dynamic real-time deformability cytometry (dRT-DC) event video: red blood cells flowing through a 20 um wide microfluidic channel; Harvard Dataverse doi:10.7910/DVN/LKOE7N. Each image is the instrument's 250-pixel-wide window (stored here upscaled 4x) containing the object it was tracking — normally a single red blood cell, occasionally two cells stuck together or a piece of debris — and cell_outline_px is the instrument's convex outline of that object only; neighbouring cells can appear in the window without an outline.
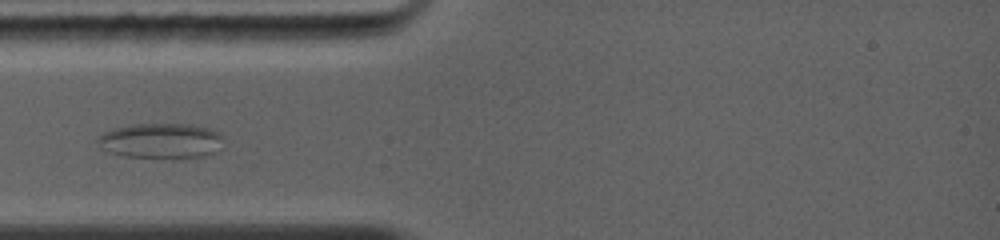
{"species": "common noctule bat (a hibernating species)", "species_latin": "Nyctalus noctula", "temperature_condition": "warm", "stored_images_in_passage": 3, "camera_frame_rate_fps": 5000, "um_per_image_px": 0.085, "animal": {"sex": "female", "body_mass_g": 19.0, "forearm_length_mm": 56.7}, "frame": {"image": 1, "passage_image": 3, "time_ms": 1.6, "image_size_px": [1000, 240], "cell_outline_px": [[216, 136], [208, 152], [200, 156], [128, 156], [112, 152], [100, 140], [100, 136], [116, 128], [136, 124], [188, 124], [208, 128], [216, 132]], "centroid_in_image_um": [13.57, 11.91], "position_along_channel_um": 71.4, "area_um2": 23.06}}